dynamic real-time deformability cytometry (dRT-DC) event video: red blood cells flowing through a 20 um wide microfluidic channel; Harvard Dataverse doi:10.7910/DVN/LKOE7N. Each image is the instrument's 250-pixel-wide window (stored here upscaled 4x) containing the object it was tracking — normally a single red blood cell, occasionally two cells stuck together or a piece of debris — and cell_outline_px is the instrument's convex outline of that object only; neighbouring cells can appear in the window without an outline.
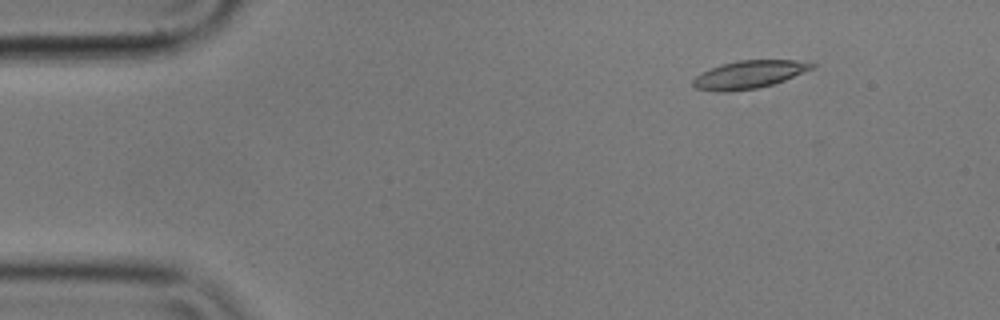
{"species": "common noctule bat (a hibernating species)", "species_latin": "Nyctalus noctula", "temperature_condition": "cold", "stored_images_in_passage": 56, "camera_frame_rate_fps": 3000, "um_per_image_px": 0.085, "animal": {"sex": "male", "body_mass_g": 17.9}, "frame": {"image": 1, "passage_image": 7, "time_ms": 2.0, "image_size_px": [1000, 320], "cell_outline_px": [[816, 64], [812, 68], [784, 80], [772, 84], [756, 88], [728, 92], [716, 92], [696, 88], [692, 84], [692, 80], [700, 72], [720, 64], [740, 60], [796, 60]], "centroid_in_image_um": [63.59, 6.34], "position_along_channel_um": 21.4, "area_um2": 19.19}}
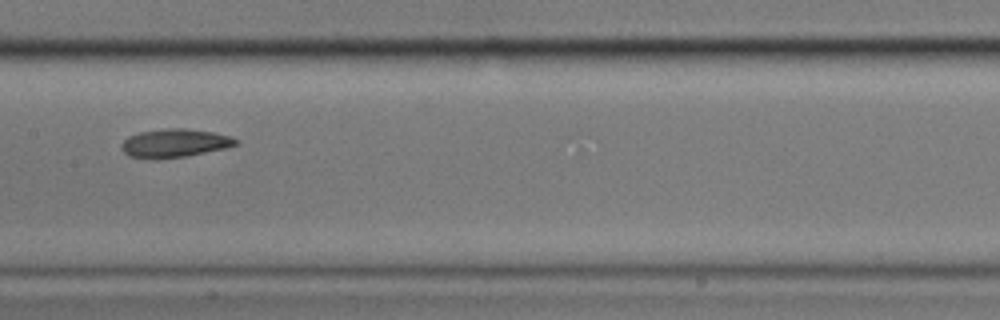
{"frame": {"image": 2, "passage_image": 28, "time_ms": 9.0, "image_size_px": [1000, 320], "cell_outline_px": [[240, 144], [224, 148], [188, 156], [152, 160], [128, 156], [120, 148], [120, 144], [128, 136], [140, 132], [168, 128], [184, 128], [212, 132], [228, 136], [240, 140]], "centroid_in_image_um": [14.81, 12.18], "position_along_channel_um": 192.6, "area_um2": 19.13}}
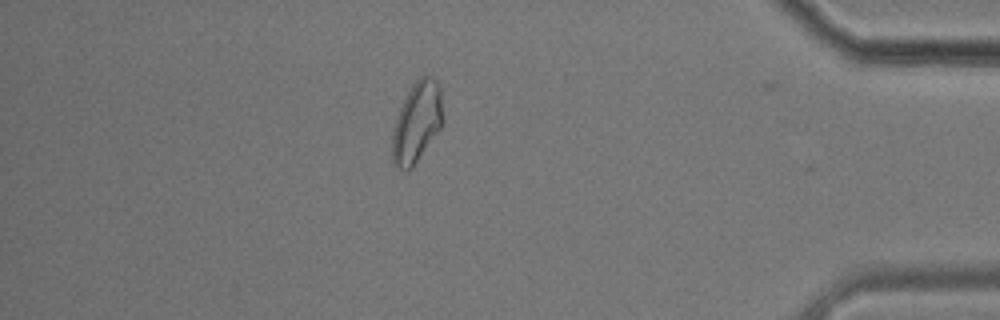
{"frame": {"image": 3, "passage_image": 49, "time_ms": 16.0, "image_size_px": [1000, 320], "cell_outline_px": [[444, 120], [440, 128], [412, 168], [408, 172], [404, 172], [392, 164], [392, 132], [396, 116], [412, 84], [420, 76], [432, 76], [436, 80], [440, 88]], "centroid_in_image_um": [35.42, 10.41], "position_along_channel_um": 399.8, "area_um2": 23.93}, "authors_computed_cell_mechanics": {"area_um2": 19.3052, "velocity_mm_per_s": 3.5236, "shape_relaxation_time_tau1_ms": 4.7119, "shape_relaxation_time_tau2_ms": 4.6394, "deformation_change_tau1": 0.1399, "deformation_change_tau2": 0.1115}}